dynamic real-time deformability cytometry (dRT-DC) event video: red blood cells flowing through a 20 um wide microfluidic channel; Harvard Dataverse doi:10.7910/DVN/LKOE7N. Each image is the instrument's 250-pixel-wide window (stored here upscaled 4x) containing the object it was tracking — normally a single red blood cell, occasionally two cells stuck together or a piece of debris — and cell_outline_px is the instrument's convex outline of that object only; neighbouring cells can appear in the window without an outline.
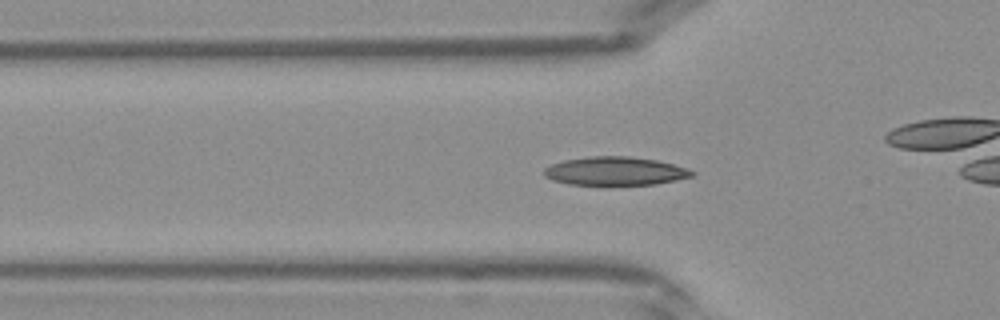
{"species": "Egyptian fruit bat (a non-hibernating species)", "species_latin": "Rousettus aegyptiacus", "temperature_condition": "warm", "stored_images_in_passage": 36, "camera_frame_rate_fps": 3000, "um_per_image_px": 0.085, "frame": {"image": 1, "passage_image": 13, "time_ms": 4.0, "image_size_px": [1000, 320], "cell_outline_px": [[696, 172], [692, 176], [676, 180], [656, 184], [568, 184], [552, 180], [544, 176], [544, 168], [552, 164], [564, 160], [592, 156], [628, 156], [656, 160], [688, 168]], "centroid_in_image_um": [52.29, 14.53], "position_along_channel_um": 73.5, "area_um2": 24.33}}
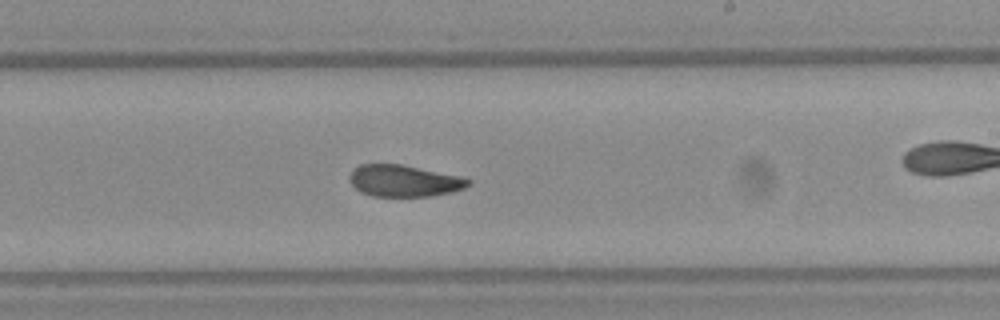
{"frame": {"image": 2, "passage_image": 24, "time_ms": 7.667, "image_size_px": [1000, 320], "cell_outline_px": [[472, 184], [464, 188], [452, 192], [432, 196], [372, 196], [360, 192], [348, 180], [348, 176], [360, 164], [404, 164], [464, 176], [472, 180]], "centroid_in_image_um": [34.4, 15.36], "position_along_channel_um": 254.6, "area_um2": 22.31}}
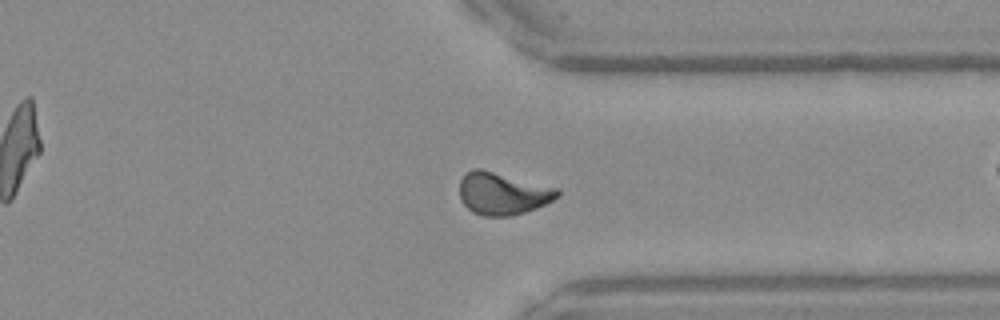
{"frame": {"image": 3, "passage_image": 31, "time_ms": 10.0, "image_size_px": [1000, 320], "cell_outline_px": [[560, 196], [536, 208], [524, 212], [508, 216], [484, 216], [472, 212], [460, 200], [460, 180], [464, 172], [476, 168], [480, 168], [556, 188], [560, 192]], "centroid_in_image_um": [42.68, 16.45], "position_along_channel_um": 368.7, "area_um2": 23.93}}